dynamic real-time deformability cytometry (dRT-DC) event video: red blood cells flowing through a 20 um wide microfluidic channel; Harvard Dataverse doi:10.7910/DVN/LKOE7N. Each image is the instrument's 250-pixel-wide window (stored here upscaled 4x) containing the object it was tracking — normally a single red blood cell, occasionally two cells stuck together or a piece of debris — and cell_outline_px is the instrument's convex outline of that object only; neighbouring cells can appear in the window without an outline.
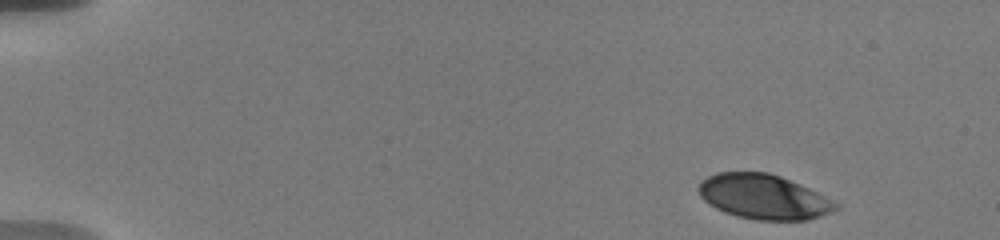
{"species": "human", "species_latin": "Homo sapiens", "temperature_condition": "warm", "stored_images_in_passage": 4, "camera_frame_rate_fps": 3000, "um_per_image_px": 0.085, "donor": {"sex": "male"}, "frame": {"image": 1, "passage_image": 1, "time_ms": 0.0, "image_size_px": [1000, 240], "cell_outline_px": [[840, 208], [832, 212], [808, 220], [756, 220], [736, 216], [724, 212], [708, 204], [700, 196], [696, 188], [700, 180], [716, 172], [768, 172], [780, 176], [800, 184], [840, 204]], "centroid_in_image_um": [64.87, 16.73], "position_along_channel_um": 20.1, "area_um2": 36.01}}
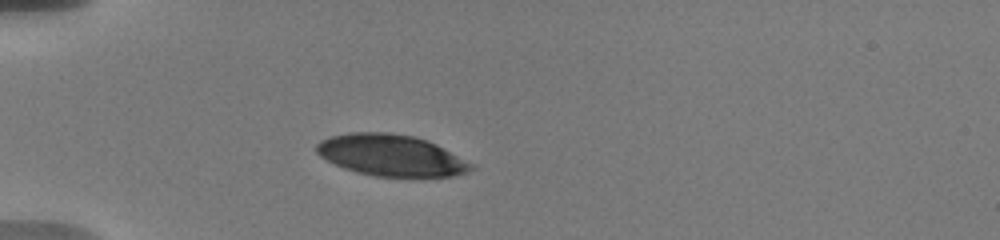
{"frame": {"image": 2, "passage_image": 4, "time_ms": 3.667, "image_size_px": [1000, 240], "cell_outline_px": [[476, 168], [468, 172], [456, 176], [376, 176], [356, 172], [344, 168], [320, 156], [316, 152], [316, 144], [320, 140], [332, 136], [352, 132], [388, 132], [416, 136], [428, 140], [476, 164]], "centroid_in_image_um": [33.3, 13.19], "position_along_channel_um": 51.7, "area_um2": 37.51}}